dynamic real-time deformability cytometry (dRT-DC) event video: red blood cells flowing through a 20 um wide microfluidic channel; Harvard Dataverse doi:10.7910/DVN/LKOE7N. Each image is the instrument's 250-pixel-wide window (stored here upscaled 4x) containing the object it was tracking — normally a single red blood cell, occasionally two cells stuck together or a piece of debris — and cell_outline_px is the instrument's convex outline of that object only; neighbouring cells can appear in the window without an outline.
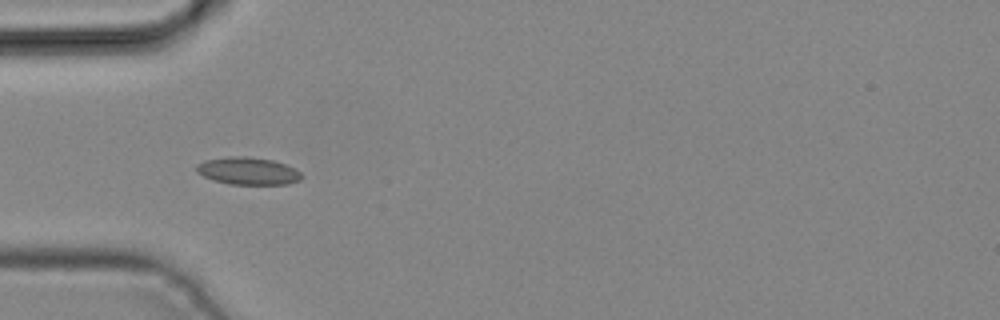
{"species": "common noctule bat (a hibernating species)", "species_latin": "Nyctalus noctula", "temperature_condition": "cold", "stored_images_in_passage": 3, "camera_frame_rate_fps": 3000, "um_per_image_px": 0.085, "animal": {"sex": "male", "body_mass_g": 19.2, "forearm_length_mm": 51.8}, "frame": {"image": 1, "passage_image": 2, "time_ms": 0.333, "image_size_px": [1000, 320], "cell_outline_px": [[304, 176], [300, 180], [288, 184], [228, 184], [212, 180], [196, 172], [196, 164], [204, 160], [228, 156], [248, 156], [272, 160], [284, 164], [300, 172]], "centroid_in_image_um": [21.04, 14.53], "position_along_channel_um": 64.0, "area_um2": 16.88}}
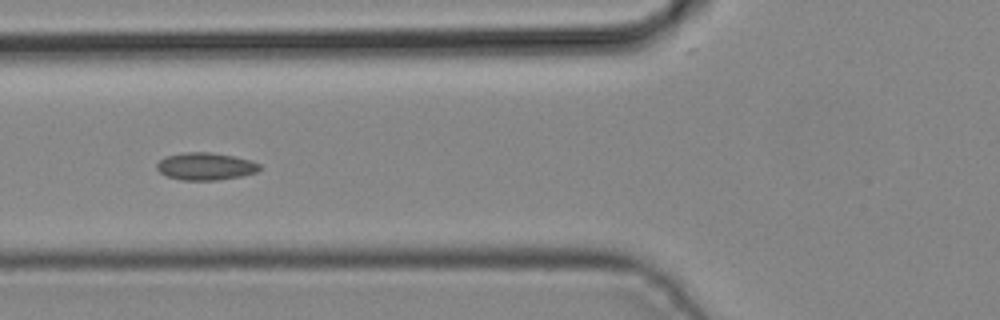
{"frame": {"image": 2, "passage_image": 3, "time_ms": 0.667, "image_size_px": [1000, 320], "cell_outline_px": [[260, 168], [256, 172], [240, 176], [216, 180], [180, 180], [168, 176], [160, 172], [156, 168], [156, 164], [160, 160], [168, 156], [188, 152], [208, 152], [236, 156], [252, 160], [260, 164]], "centroid_in_image_um": [17.49, 14.13], "position_along_channel_um": 108.3, "area_um2": 16.3}}